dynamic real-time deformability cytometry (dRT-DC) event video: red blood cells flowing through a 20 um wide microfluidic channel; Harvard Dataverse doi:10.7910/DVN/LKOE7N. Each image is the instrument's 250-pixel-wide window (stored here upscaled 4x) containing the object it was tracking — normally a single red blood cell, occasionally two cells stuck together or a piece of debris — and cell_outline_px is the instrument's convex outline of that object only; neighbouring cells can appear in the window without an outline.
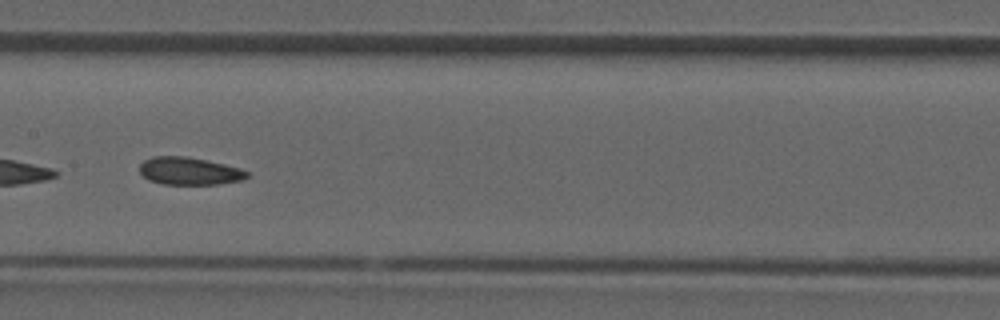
{"species": "common noctule bat (a hibernating species)", "species_latin": "Nyctalus noctula", "temperature_condition": "room temperature", "stored_images_in_passage": 28, "camera_frame_rate_fps": 3000, "um_per_image_px": 0.085, "animal": {"sex": "male", "forearm_length_mm": 52.5}, "frame": {"image": 1, "passage_image": 9, "time_ms": 2.667, "image_size_px": [1000, 320], "cell_outline_px": [[248, 176], [244, 180], [216, 184], [160, 184], [148, 180], [140, 172], [140, 164], [144, 160], [152, 156], [188, 156], [224, 164], [240, 168], [248, 172]], "centroid_in_image_um": [16.08, 14.54], "position_along_channel_um": 191.3, "area_um2": 17.34}}